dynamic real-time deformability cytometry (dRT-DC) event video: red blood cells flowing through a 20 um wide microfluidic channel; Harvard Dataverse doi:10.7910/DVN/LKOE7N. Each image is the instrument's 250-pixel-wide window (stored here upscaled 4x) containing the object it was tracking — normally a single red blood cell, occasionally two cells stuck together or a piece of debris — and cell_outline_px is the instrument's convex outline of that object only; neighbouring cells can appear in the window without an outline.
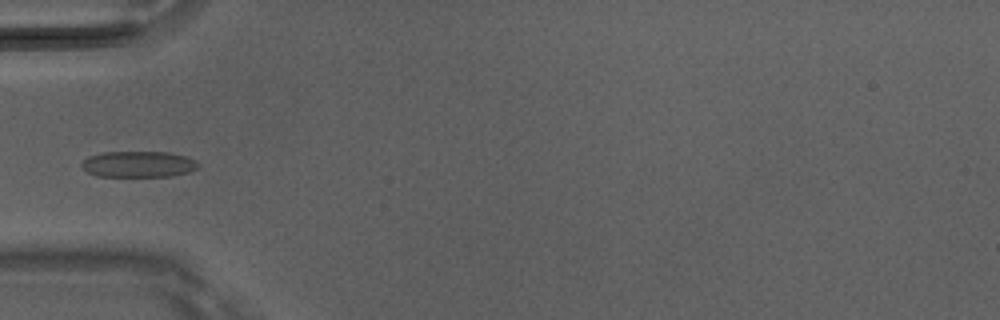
{"species": "Egyptian fruit bat (a non-hibernating species)", "species_latin": "Rousettus aegyptiacus", "temperature_condition": "room temperature", "stored_images_in_passage": 4, "camera_frame_rate_fps": 3000, "um_per_image_px": 0.085, "animal": {"sex": "male"}, "frame": {"image": 1, "passage_image": 4, "time_ms": 1.0, "image_size_px": [1000, 320], "cell_outline_px": [[200, 168], [188, 172], [172, 176], [96, 176], [88, 172], [80, 164], [88, 156], [104, 152], [168, 152], [184, 156], [196, 160], [200, 164]], "centroid_in_image_um": [11.8, 13.96], "position_along_channel_um": 73.2, "area_um2": 17.74}}